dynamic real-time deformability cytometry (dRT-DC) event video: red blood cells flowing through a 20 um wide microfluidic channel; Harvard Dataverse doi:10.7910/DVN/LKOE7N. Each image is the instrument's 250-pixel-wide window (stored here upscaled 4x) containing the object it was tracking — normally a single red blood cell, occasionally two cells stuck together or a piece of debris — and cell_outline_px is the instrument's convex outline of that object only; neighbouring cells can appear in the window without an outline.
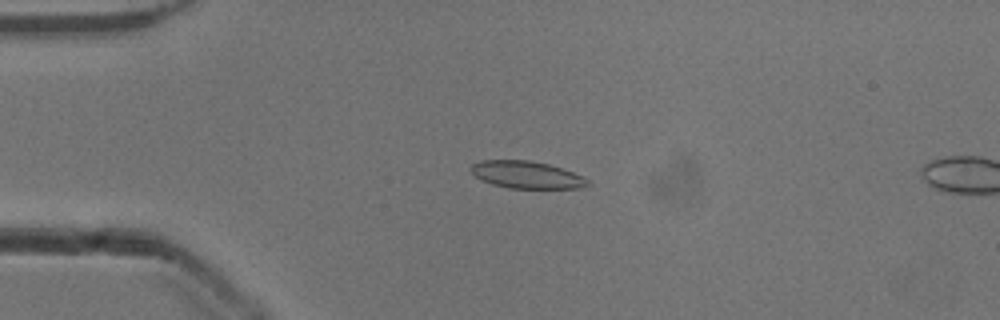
{"species": "common noctule bat (a hibernating species)", "species_latin": "Nyctalus noctula", "temperature_condition": "cold", "stored_images_in_passage": 15, "camera_frame_rate_fps": 3000, "um_per_image_px": 0.085, "animal": {"sex": "male", "body_mass_g": 13.3}, "frame": {"image": 1, "passage_image": 13, "time_ms": 4.0, "image_size_px": [1000, 320], "cell_outline_px": [[592, 184], [580, 188], [508, 188], [492, 184], [476, 176], [468, 168], [472, 164], [480, 160], [528, 160], [548, 164], [572, 172], [588, 180]], "centroid_in_image_um": [44.74, 14.85], "position_along_channel_um": 40.3, "area_um2": 18.38}}